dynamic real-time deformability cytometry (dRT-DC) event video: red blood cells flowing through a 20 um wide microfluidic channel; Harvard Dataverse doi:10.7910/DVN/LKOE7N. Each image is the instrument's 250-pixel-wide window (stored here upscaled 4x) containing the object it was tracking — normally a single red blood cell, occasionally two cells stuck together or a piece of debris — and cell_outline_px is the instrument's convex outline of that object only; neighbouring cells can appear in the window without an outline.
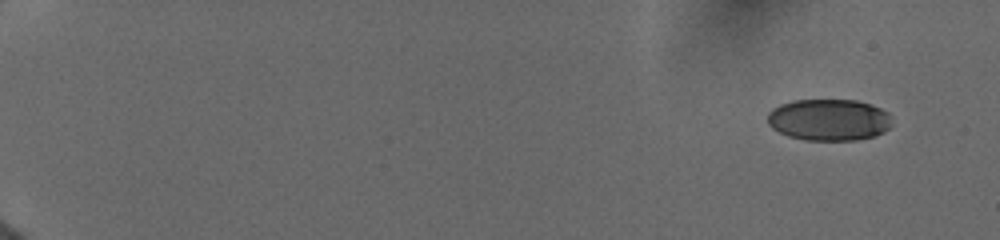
{"species": "human", "species_latin": "Homo sapiens", "temperature_condition": "cold", "stored_images_in_passage": 8, "camera_frame_rate_fps": 3000, "um_per_image_px": 0.085, "donor": {"sex": "female"}, "frame": {"image": 1, "passage_image": 1, "time_ms": 0.0, "image_size_px": [1000, 240], "cell_outline_px": [[892, 124], [884, 132], [872, 136], [856, 140], [804, 140], [788, 136], [772, 128], [768, 124], [768, 112], [772, 108], [780, 104], [792, 100], [856, 100], [880, 108], [888, 112], [892, 116]], "centroid_in_image_um": [70.45, 10.18], "position_along_channel_um": 14.5, "area_um2": 30.35}}
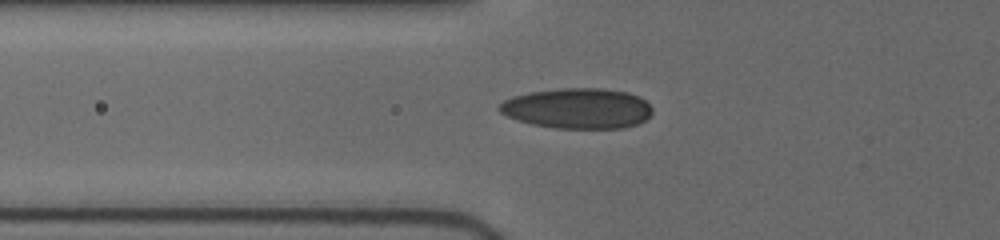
{"frame": {"image": 2, "passage_image": 7, "time_ms": 6.333, "image_size_px": [1000, 240], "cell_outline_px": [[652, 112], [644, 120], [636, 124], [624, 128], [556, 128], [532, 124], [508, 116], [500, 112], [496, 108], [504, 100], [512, 96], [528, 92], [560, 88], [600, 88], [628, 92], [644, 100], [652, 108]], "centroid_in_image_um": [49.07, 9.2], "position_along_channel_um": 76.7, "area_um2": 35.89}}
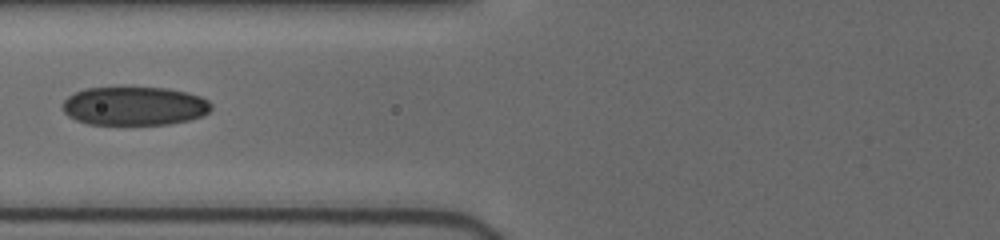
{"frame": {"image": 3, "passage_image": 8, "time_ms": 7.333, "image_size_px": [1000, 240], "cell_outline_px": [[212, 108], [208, 112], [200, 116], [188, 120], [168, 124], [88, 124], [76, 120], [68, 116], [64, 112], [64, 100], [68, 96], [84, 88], [120, 84], [124, 84], [168, 88], [188, 92], [200, 96], [208, 100], [212, 104]], "centroid_in_image_um": [11.41, 8.95], "position_along_channel_um": 114.4, "area_um2": 34.62}}